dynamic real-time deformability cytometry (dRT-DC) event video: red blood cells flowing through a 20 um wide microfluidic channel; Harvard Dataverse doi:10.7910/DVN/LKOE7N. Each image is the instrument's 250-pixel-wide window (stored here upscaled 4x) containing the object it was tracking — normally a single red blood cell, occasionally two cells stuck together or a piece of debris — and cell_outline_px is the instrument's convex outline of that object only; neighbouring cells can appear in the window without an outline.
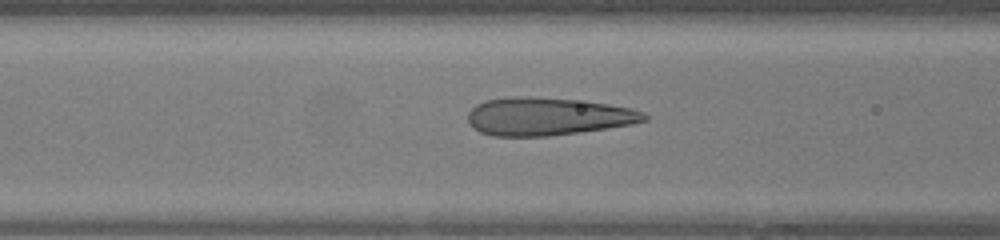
{"species": "human", "species_latin": "Homo sapiens", "temperature_condition": "warm", "stored_images_in_passage": 16, "camera_frame_rate_fps": 3000, "um_per_image_px": 0.085, "donor": {"sex": "female"}, "frame": {"image": 1, "passage_image": 14, "time_ms": 4.333, "image_size_px": [1000, 240], "cell_outline_px": [[648, 120], [632, 124], [608, 128], [580, 132], [548, 136], [492, 136], [480, 132], [472, 128], [468, 124], [468, 112], [476, 104], [484, 100], [512, 96], [572, 100], [608, 104], [632, 108], [644, 112], [648, 116]], "centroid_in_image_um": [46.53, 9.91], "position_along_channel_um": 120.1, "area_um2": 38.84}}